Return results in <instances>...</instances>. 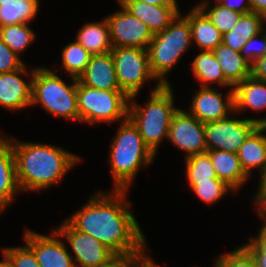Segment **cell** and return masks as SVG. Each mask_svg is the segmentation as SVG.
<instances>
[{
    "mask_svg": "<svg viewBox=\"0 0 266 267\" xmlns=\"http://www.w3.org/2000/svg\"><path fill=\"white\" fill-rule=\"evenodd\" d=\"M128 190L98 191L81 209L66 218L78 231L89 234L114 254L148 250L143 232L127 201Z\"/></svg>",
    "mask_w": 266,
    "mask_h": 267,
    "instance_id": "1",
    "label": "cell"
},
{
    "mask_svg": "<svg viewBox=\"0 0 266 267\" xmlns=\"http://www.w3.org/2000/svg\"><path fill=\"white\" fill-rule=\"evenodd\" d=\"M5 137L12 144L21 191H41L57 185L82 159L58 146Z\"/></svg>",
    "mask_w": 266,
    "mask_h": 267,
    "instance_id": "2",
    "label": "cell"
},
{
    "mask_svg": "<svg viewBox=\"0 0 266 267\" xmlns=\"http://www.w3.org/2000/svg\"><path fill=\"white\" fill-rule=\"evenodd\" d=\"M115 135L109 151L112 190H128L140 168L152 164L155 155L145 145L137 126L129 117L120 121Z\"/></svg>",
    "mask_w": 266,
    "mask_h": 267,
    "instance_id": "3",
    "label": "cell"
},
{
    "mask_svg": "<svg viewBox=\"0 0 266 267\" xmlns=\"http://www.w3.org/2000/svg\"><path fill=\"white\" fill-rule=\"evenodd\" d=\"M172 87L157 82L144 106L135 102V96L129 98L128 117L155 156L162 140L167 139L172 117L179 109L174 105Z\"/></svg>",
    "mask_w": 266,
    "mask_h": 267,
    "instance_id": "4",
    "label": "cell"
},
{
    "mask_svg": "<svg viewBox=\"0 0 266 267\" xmlns=\"http://www.w3.org/2000/svg\"><path fill=\"white\" fill-rule=\"evenodd\" d=\"M191 27L182 12L163 31L153 36L148 45L149 68L162 86L171 85L167 74L192 45Z\"/></svg>",
    "mask_w": 266,
    "mask_h": 267,
    "instance_id": "5",
    "label": "cell"
},
{
    "mask_svg": "<svg viewBox=\"0 0 266 267\" xmlns=\"http://www.w3.org/2000/svg\"><path fill=\"white\" fill-rule=\"evenodd\" d=\"M66 84L54 71L47 67L34 69L32 77L31 106H40L51 115L79 121L77 102V79Z\"/></svg>",
    "mask_w": 266,
    "mask_h": 267,
    "instance_id": "6",
    "label": "cell"
},
{
    "mask_svg": "<svg viewBox=\"0 0 266 267\" xmlns=\"http://www.w3.org/2000/svg\"><path fill=\"white\" fill-rule=\"evenodd\" d=\"M79 122L94 124L123 121L128 117L129 97L123 91H103L77 81Z\"/></svg>",
    "mask_w": 266,
    "mask_h": 267,
    "instance_id": "7",
    "label": "cell"
},
{
    "mask_svg": "<svg viewBox=\"0 0 266 267\" xmlns=\"http://www.w3.org/2000/svg\"><path fill=\"white\" fill-rule=\"evenodd\" d=\"M111 54L120 90L129 98L138 96L147 81H157L149 68L147 49L113 47Z\"/></svg>",
    "mask_w": 266,
    "mask_h": 267,
    "instance_id": "8",
    "label": "cell"
},
{
    "mask_svg": "<svg viewBox=\"0 0 266 267\" xmlns=\"http://www.w3.org/2000/svg\"><path fill=\"white\" fill-rule=\"evenodd\" d=\"M259 125L266 126V117L241 119L230 115L205 123L206 149L237 153L243 142Z\"/></svg>",
    "mask_w": 266,
    "mask_h": 267,
    "instance_id": "9",
    "label": "cell"
},
{
    "mask_svg": "<svg viewBox=\"0 0 266 267\" xmlns=\"http://www.w3.org/2000/svg\"><path fill=\"white\" fill-rule=\"evenodd\" d=\"M55 230L71 246L75 267H100L115 255L97 239L78 231L67 219Z\"/></svg>",
    "mask_w": 266,
    "mask_h": 267,
    "instance_id": "10",
    "label": "cell"
},
{
    "mask_svg": "<svg viewBox=\"0 0 266 267\" xmlns=\"http://www.w3.org/2000/svg\"><path fill=\"white\" fill-rule=\"evenodd\" d=\"M106 16L113 47H133L147 49L153 34L148 26L133 16L126 8Z\"/></svg>",
    "mask_w": 266,
    "mask_h": 267,
    "instance_id": "11",
    "label": "cell"
},
{
    "mask_svg": "<svg viewBox=\"0 0 266 267\" xmlns=\"http://www.w3.org/2000/svg\"><path fill=\"white\" fill-rule=\"evenodd\" d=\"M167 140L186 153L185 159L207 152L204 123L183 109L173 115Z\"/></svg>",
    "mask_w": 266,
    "mask_h": 267,
    "instance_id": "12",
    "label": "cell"
},
{
    "mask_svg": "<svg viewBox=\"0 0 266 267\" xmlns=\"http://www.w3.org/2000/svg\"><path fill=\"white\" fill-rule=\"evenodd\" d=\"M193 95L188 113L202 123L221 120L235 113L234 89L223 98V93L213 87H200Z\"/></svg>",
    "mask_w": 266,
    "mask_h": 267,
    "instance_id": "13",
    "label": "cell"
},
{
    "mask_svg": "<svg viewBox=\"0 0 266 267\" xmlns=\"http://www.w3.org/2000/svg\"><path fill=\"white\" fill-rule=\"evenodd\" d=\"M24 231V242L33 250L40 267H75L72 253H69L67 245L60 240L61 236L55 229L51 236L31 229Z\"/></svg>",
    "mask_w": 266,
    "mask_h": 267,
    "instance_id": "14",
    "label": "cell"
},
{
    "mask_svg": "<svg viewBox=\"0 0 266 267\" xmlns=\"http://www.w3.org/2000/svg\"><path fill=\"white\" fill-rule=\"evenodd\" d=\"M35 68L28 74L26 64L13 72L0 73V105L10 110H20L31 106L32 77ZM27 73V74H26ZM30 76L25 81L21 76Z\"/></svg>",
    "mask_w": 266,
    "mask_h": 267,
    "instance_id": "15",
    "label": "cell"
},
{
    "mask_svg": "<svg viewBox=\"0 0 266 267\" xmlns=\"http://www.w3.org/2000/svg\"><path fill=\"white\" fill-rule=\"evenodd\" d=\"M144 22L153 35L163 32L181 13L179 5H151L140 1H117Z\"/></svg>",
    "mask_w": 266,
    "mask_h": 267,
    "instance_id": "16",
    "label": "cell"
},
{
    "mask_svg": "<svg viewBox=\"0 0 266 267\" xmlns=\"http://www.w3.org/2000/svg\"><path fill=\"white\" fill-rule=\"evenodd\" d=\"M77 80L90 88L121 91L111 52L91 55L89 64Z\"/></svg>",
    "mask_w": 266,
    "mask_h": 267,
    "instance_id": "17",
    "label": "cell"
},
{
    "mask_svg": "<svg viewBox=\"0 0 266 267\" xmlns=\"http://www.w3.org/2000/svg\"><path fill=\"white\" fill-rule=\"evenodd\" d=\"M20 191L12 144L5 135H0V214Z\"/></svg>",
    "mask_w": 266,
    "mask_h": 267,
    "instance_id": "18",
    "label": "cell"
},
{
    "mask_svg": "<svg viewBox=\"0 0 266 267\" xmlns=\"http://www.w3.org/2000/svg\"><path fill=\"white\" fill-rule=\"evenodd\" d=\"M266 126L259 125L243 142L237 154L244 172L251 177L252 170L259 174L266 168Z\"/></svg>",
    "mask_w": 266,
    "mask_h": 267,
    "instance_id": "19",
    "label": "cell"
},
{
    "mask_svg": "<svg viewBox=\"0 0 266 267\" xmlns=\"http://www.w3.org/2000/svg\"><path fill=\"white\" fill-rule=\"evenodd\" d=\"M217 178L227 183L235 191L250 178L243 170L237 153L224 150L207 151Z\"/></svg>",
    "mask_w": 266,
    "mask_h": 267,
    "instance_id": "20",
    "label": "cell"
},
{
    "mask_svg": "<svg viewBox=\"0 0 266 267\" xmlns=\"http://www.w3.org/2000/svg\"><path fill=\"white\" fill-rule=\"evenodd\" d=\"M219 61L225 80L234 88L251 75V64L240 52L234 51L224 43L212 50Z\"/></svg>",
    "mask_w": 266,
    "mask_h": 267,
    "instance_id": "21",
    "label": "cell"
},
{
    "mask_svg": "<svg viewBox=\"0 0 266 267\" xmlns=\"http://www.w3.org/2000/svg\"><path fill=\"white\" fill-rule=\"evenodd\" d=\"M184 17L189 21L192 43L195 42L198 50L212 51L222 43L223 34L199 8L192 7Z\"/></svg>",
    "mask_w": 266,
    "mask_h": 267,
    "instance_id": "22",
    "label": "cell"
},
{
    "mask_svg": "<svg viewBox=\"0 0 266 267\" xmlns=\"http://www.w3.org/2000/svg\"><path fill=\"white\" fill-rule=\"evenodd\" d=\"M235 113L246 110L261 111L266 108V82L251 75L234 88ZM242 110V111H241Z\"/></svg>",
    "mask_w": 266,
    "mask_h": 267,
    "instance_id": "23",
    "label": "cell"
},
{
    "mask_svg": "<svg viewBox=\"0 0 266 267\" xmlns=\"http://www.w3.org/2000/svg\"><path fill=\"white\" fill-rule=\"evenodd\" d=\"M76 41L91 55L111 52L113 45L106 18L100 22L85 23L77 32Z\"/></svg>",
    "mask_w": 266,
    "mask_h": 267,
    "instance_id": "24",
    "label": "cell"
},
{
    "mask_svg": "<svg viewBox=\"0 0 266 267\" xmlns=\"http://www.w3.org/2000/svg\"><path fill=\"white\" fill-rule=\"evenodd\" d=\"M266 18L258 13L242 14L236 25L222 36V43L234 51L240 52L252 36L257 35L266 26Z\"/></svg>",
    "mask_w": 266,
    "mask_h": 267,
    "instance_id": "25",
    "label": "cell"
},
{
    "mask_svg": "<svg viewBox=\"0 0 266 267\" xmlns=\"http://www.w3.org/2000/svg\"><path fill=\"white\" fill-rule=\"evenodd\" d=\"M192 72L199 81L200 87H212L211 83H216L219 87H233L225 80L219 61L212 51L201 50V52L191 62Z\"/></svg>",
    "mask_w": 266,
    "mask_h": 267,
    "instance_id": "26",
    "label": "cell"
},
{
    "mask_svg": "<svg viewBox=\"0 0 266 267\" xmlns=\"http://www.w3.org/2000/svg\"><path fill=\"white\" fill-rule=\"evenodd\" d=\"M39 3V0L0 1V27L32 22Z\"/></svg>",
    "mask_w": 266,
    "mask_h": 267,
    "instance_id": "27",
    "label": "cell"
},
{
    "mask_svg": "<svg viewBox=\"0 0 266 267\" xmlns=\"http://www.w3.org/2000/svg\"><path fill=\"white\" fill-rule=\"evenodd\" d=\"M63 70L78 79L90 62L91 54L76 40L65 45L62 49Z\"/></svg>",
    "mask_w": 266,
    "mask_h": 267,
    "instance_id": "28",
    "label": "cell"
},
{
    "mask_svg": "<svg viewBox=\"0 0 266 267\" xmlns=\"http://www.w3.org/2000/svg\"><path fill=\"white\" fill-rule=\"evenodd\" d=\"M29 26L22 23L0 27V39L18 56L35 41L36 34Z\"/></svg>",
    "mask_w": 266,
    "mask_h": 267,
    "instance_id": "29",
    "label": "cell"
},
{
    "mask_svg": "<svg viewBox=\"0 0 266 267\" xmlns=\"http://www.w3.org/2000/svg\"><path fill=\"white\" fill-rule=\"evenodd\" d=\"M215 6L209 8L208 1L200 2L195 5V8H199L212 22V24L222 33L230 31L238 22L241 17V13L225 8L217 0L215 1Z\"/></svg>",
    "mask_w": 266,
    "mask_h": 267,
    "instance_id": "30",
    "label": "cell"
},
{
    "mask_svg": "<svg viewBox=\"0 0 266 267\" xmlns=\"http://www.w3.org/2000/svg\"><path fill=\"white\" fill-rule=\"evenodd\" d=\"M184 161L188 182H205L217 178L208 152L192 155Z\"/></svg>",
    "mask_w": 266,
    "mask_h": 267,
    "instance_id": "31",
    "label": "cell"
},
{
    "mask_svg": "<svg viewBox=\"0 0 266 267\" xmlns=\"http://www.w3.org/2000/svg\"><path fill=\"white\" fill-rule=\"evenodd\" d=\"M192 191L205 204H214L223 198L229 191H234L227 183L218 179L212 178L205 182H188Z\"/></svg>",
    "mask_w": 266,
    "mask_h": 267,
    "instance_id": "32",
    "label": "cell"
},
{
    "mask_svg": "<svg viewBox=\"0 0 266 267\" xmlns=\"http://www.w3.org/2000/svg\"><path fill=\"white\" fill-rule=\"evenodd\" d=\"M214 263L216 267H257L254 258L242 245L218 257Z\"/></svg>",
    "mask_w": 266,
    "mask_h": 267,
    "instance_id": "33",
    "label": "cell"
},
{
    "mask_svg": "<svg viewBox=\"0 0 266 267\" xmlns=\"http://www.w3.org/2000/svg\"><path fill=\"white\" fill-rule=\"evenodd\" d=\"M14 263L15 267H40L33 250L24 246L3 247L2 250Z\"/></svg>",
    "mask_w": 266,
    "mask_h": 267,
    "instance_id": "34",
    "label": "cell"
},
{
    "mask_svg": "<svg viewBox=\"0 0 266 267\" xmlns=\"http://www.w3.org/2000/svg\"><path fill=\"white\" fill-rule=\"evenodd\" d=\"M242 57L252 64L266 54V27L257 35L252 36L240 51Z\"/></svg>",
    "mask_w": 266,
    "mask_h": 267,
    "instance_id": "35",
    "label": "cell"
},
{
    "mask_svg": "<svg viewBox=\"0 0 266 267\" xmlns=\"http://www.w3.org/2000/svg\"><path fill=\"white\" fill-rule=\"evenodd\" d=\"M242 246L254 258L257 267H266V232L262 228L257 237L250 235L249 243Z\"/></svg>",
    "mask_w": 266,
    "mask_h": 267,
    "instance_id": "36",
    "label": "cell"
},
{
    "mask_svg": "<svg viewBox=\"0 0 266 267\" xmlns=\"http://www.w3.org/2000/svg\"><path fill=\"white\" fill-rule=\"evenodd\" d=\"M25 63L0 39V73L13 72Z\"/></svg>",
    "mask_w": 266,
    "mask_h": 267,
    "instance_id": "37",
    "label": "cell"
},
{
    "mask_svg": "<svg viewBox=\"0 0 266 267\" xmlns=\"http://www.w3.org/2000/svg\"><path fill=\"white\" fill-rule=\"evenodd\" d=\"M137 253L115 254L100 267H136Z\"/></svg>",
    "mask_w": 266,
    "mask_h": 267,
    "instance_id": "38",
    "label": "cell"
},
{
    "mask_svg": "<svg viewBox=\"0 0 266 267\" xmlns=\"http://www.w3.org/2000/svg\"><path fill=\"white\" fill-rule=\"evenodd\" d=\"M260 179L258 181V191L254 195V205L256 206L257 211H260L266 208V168L260 173Z\"/></svg>",
    "mask_w": 266,
    "mask_h": 267,
    "instance_id": "39",
    "label": "cell"
},
{
    "mask_svg": "<svg viewBox=\"0 0 266 267\" xmlns=\"http://www.w3.org/2000/svg\"><path fill=\"white\" fill-rule=\"evenodd\" d=\"M225 8L237 11L241 14L251 12L250 0H217Z\"/></svg>",
    "mask_w": 266,
    "mask_h": 267,
    "instance_id": "40",
    "label": "cell"
},
{
    "mask_svg": "<svg viewBox=\"0 0 266 267\" xmlns=\"http://www.w3.org/2000/svg\"><path fill=\"white\" fill-rule=\"evenodd\" d=\"M251 76L257 80L266 82V54L251 64Z\"/></svg>",
    "mask_w": 266,
    "mask_h": 267,
    "instance_id": "41",
    "label": "cell"
},
{
    "mask_svg": "<svg viewBox=\"0 0 266 267\" xmlns=\"http://www.w3.org/2000/svg\"><path fill=\"white\" fill-rule=\"evenodd\" d=\"M144 253H146L145 250H143L141 253H137L136 267H158L152 258Z\"/></svg>",
    "mask_w": 266,
    "mask_h": 267,
    "instance_id": "42",
    "label": "cell"
},
{
    "mask_svg": "<svg viewBox=\"0 0 266 267\" xmlns=\"http://www.w3.org/2000/svg\"><path fill=\"white\" fill-rule=\"evenodd\" d=\"M251 12L263 15L266 18V0H250Z\"/></svg>",
    "mask_w": 266,
    "mask_h": 267,
    "instance_id": "43",
    "label": "cell"
},
{
    "mask_svg": "<svg viewBox=\"0 0 266 267\" xmlns=\"http://www.w3.org/2000/svg\"><path fill=\"white\" fill-rule=\"evenodd\" d=\"M117 1H140L151 5H178L177 0H117Z\"/></svg>",
    "mask_w": 266,
    "mask_h": 267,
    "instance_id": "44",
    "label": "cell"
},
{
    "mask_svg": "<svg viewBox=\"0 0 266 267\" xmlns=\"http://www.w3.org/2000/svg\"><path fill=\"white\" fill-rule=\"evenodd\" d=\"M3 260H0V267H15L13 261L2 251Z\"/></svg>",
    "mask_w": 266,
    "mask_h": 267,
    "instance_id": "45",
    "label": "cell"
},
{
    "mask_svg": "<svg viewBox=\"0 0 266 267\" xmlns=\"http://www.w3.org/2000/svg\"><path fill=\"white\" fill-rule=\"evenodd\" d=\"M256 213L260 218H262L261 221H263V224L261 228L266 232V208L257 211Z\"/></svg>",
    "mask_w": 266,
    "mask_h": 267,
    "instance_id": "46",
    "label": "cell"
}]
</instances>
